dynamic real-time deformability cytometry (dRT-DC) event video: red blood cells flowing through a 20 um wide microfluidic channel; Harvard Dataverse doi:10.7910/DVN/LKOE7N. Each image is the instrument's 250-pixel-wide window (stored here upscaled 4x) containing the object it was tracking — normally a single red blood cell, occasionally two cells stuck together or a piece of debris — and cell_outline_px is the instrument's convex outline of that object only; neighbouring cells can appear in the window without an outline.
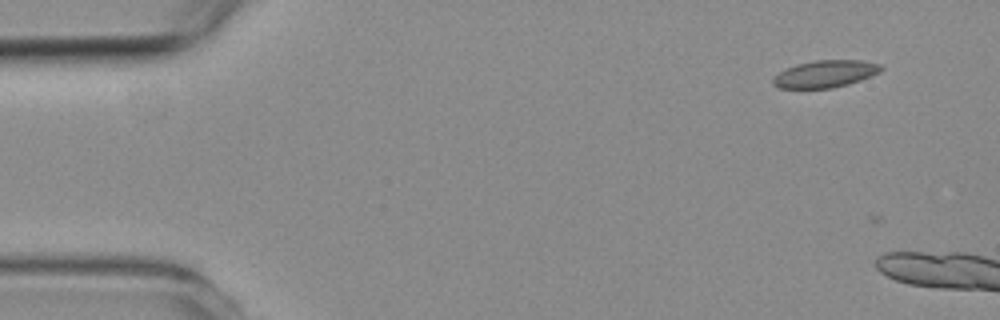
{"species": "common noctule bat (a hibernating species)", "species_latin": "Nyctalus noctula", "temperature_condition": "room temperature", "stored_images_in_passage": 2, "camera_frame_rate_fps": 3000, "um_per_image_px": 0.085, "animal": {"sex": "female", "body_mass_g": 19.3, "forearm_length_mm": 54.1}, "frame": {"image": 1, "passage_image": 1, "time_ms": 0.0, "image_size_px": [1000, 320], "cell_outline_px": [[884, 68], [880, 72], [860, 80], [848, 84], [832, 88], [780, 88], [772, 84], [772, 80], [780, 72], [796, 64], [816, 60], [864, 60], [880, 64]], "centroid_in_image_um": [70.18, 6.27], "position_along_channel_um": 14.8, "area_um2": 16.99}}